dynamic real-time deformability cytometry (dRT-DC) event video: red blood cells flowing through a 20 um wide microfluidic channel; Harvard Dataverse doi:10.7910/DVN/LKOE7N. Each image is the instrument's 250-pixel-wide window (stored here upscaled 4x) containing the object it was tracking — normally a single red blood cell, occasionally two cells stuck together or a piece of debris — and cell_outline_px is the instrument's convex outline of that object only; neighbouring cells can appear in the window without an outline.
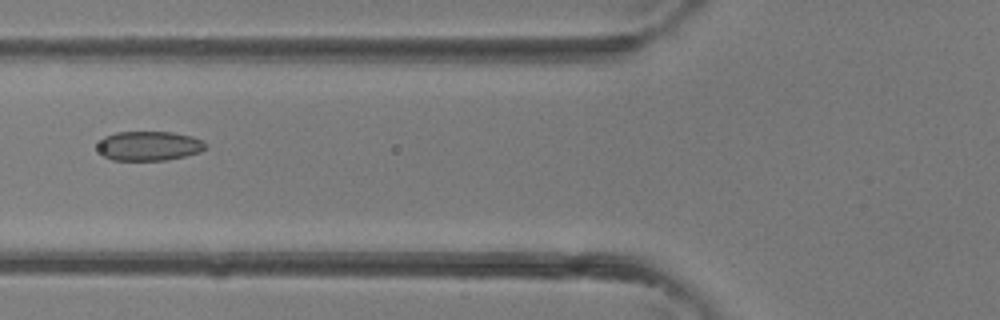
{"species": "common noctule bat (a hibernating species)", "species_latin": "Nyctalus noctula", "temperature_condition": "room temperature", "stored_images_in_passage": 2, "camera_frame_rate_fps": 3000, "um_per_image_px": 0.085, "animal": {"sex": "female"}, "frame": {"image": 1, "passage_image": 2, "time_ms": 0.333, "image_size_px": [1000, 320], "cell_outline_px": [[208, 144], [200, 152], [184, 156], [164, 160], [112, 160], [104, 156], [100, 152], [100, 140], [104, 136], [116, 132], [172, 132], [192, 136], [204, 140]], "centroid_in_image_um": [12.7, 12.39], "position_along_channel_um": 113.1, "area_um2": 18.44}}